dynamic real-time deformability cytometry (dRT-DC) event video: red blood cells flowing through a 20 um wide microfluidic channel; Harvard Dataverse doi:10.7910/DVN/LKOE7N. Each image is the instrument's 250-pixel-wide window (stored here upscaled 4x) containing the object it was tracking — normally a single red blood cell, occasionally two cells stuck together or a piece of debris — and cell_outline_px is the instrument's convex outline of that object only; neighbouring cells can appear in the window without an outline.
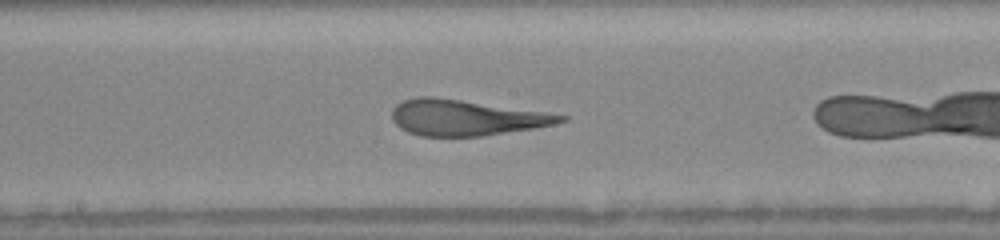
{"species": "human", "species_latin": "Homo sapiens", "temperature_condition": "warm", "stored_images_in_passage": 26, "camera_frame_rate_fps": 3000, "um_per_image_px": 0.085, "donor": {"sex": "female"}, "frame": {"image": 1, "passage_image": 11, "time_ms": 3.0, "image_size_px": [1000, 240], "cell_outline_px": [[568, 120], [552, 124], [532, 128], [480, 136], [420, 136], [408, 132], [400, 128], [392, 120], [392, 108], [396, 104], [404, 100], [416, 96], [432, 96], [544, 112], [568, 116]], "centroid_in_image_um": [39.52, 10.0], "position_along_channel_um": 208.7, "area_um2": 34.68}}